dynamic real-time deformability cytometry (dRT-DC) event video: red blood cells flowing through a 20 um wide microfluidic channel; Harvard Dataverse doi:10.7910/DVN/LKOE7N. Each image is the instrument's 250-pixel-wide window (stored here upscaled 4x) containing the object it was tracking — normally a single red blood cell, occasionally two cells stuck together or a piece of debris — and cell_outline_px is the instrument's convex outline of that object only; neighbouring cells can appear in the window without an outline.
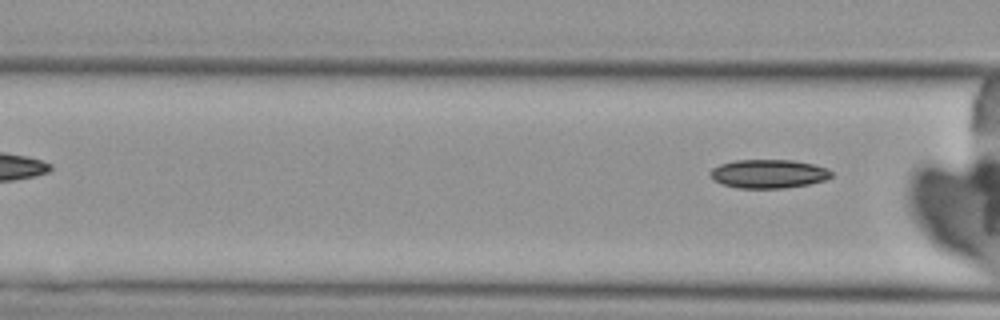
{"species": "Egyptian fruit bat (a non-hibernating species)", "species_latin": "Rousettus aegyptiacus", "temperature_condition": "cold", "stored_images_in_passage": 6, "camera_frame_rate_fps": 3000, "um_per_image_px": 0.085, "animal": {"sex": "female"}, "frame": {"image": 1, "passage_image": 6, "time_ms": 6.667, "image_size_px": [1000, 320], "cell_outline_px": [[832, 176], [828, 180], [808, 184], [784, 188], [736, 188], [712, 180], [708, 172], [712, 168], [720, 164], [732, 160], [792, 160], [812, 164], [828, 168], [832, 172]], "centroid_in_image_um": [65.31, 14.77], "position_along_channel_um": 101.3, "area_um2": 20.46}}